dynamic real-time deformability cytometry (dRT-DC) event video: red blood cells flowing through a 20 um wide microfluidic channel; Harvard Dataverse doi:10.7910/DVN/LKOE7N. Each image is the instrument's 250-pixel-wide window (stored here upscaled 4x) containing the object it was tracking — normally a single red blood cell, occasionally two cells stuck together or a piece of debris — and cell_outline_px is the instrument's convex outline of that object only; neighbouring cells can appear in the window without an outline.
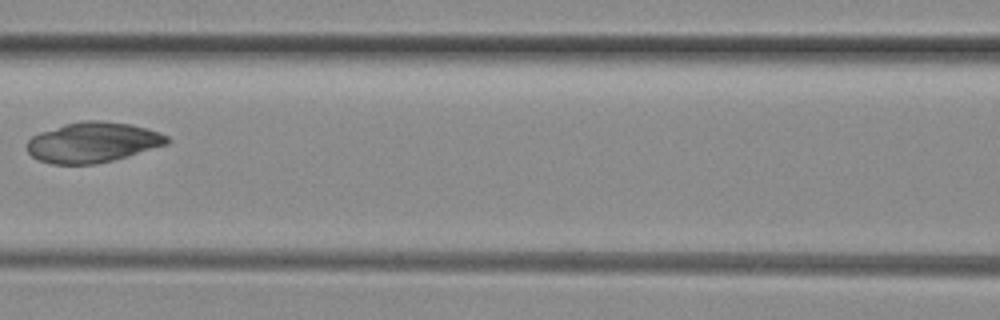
{"species": "common noctule bat (a hibernating species)", "species_latin": "Nyctalus noctula", "temperature_condition": "room temperature", "stored_images_in_passage": 8, "camera_frame_rate_fps": 3000, "um_per_image_px": 0.085, "animal": {"sex": "female", "body_mass_g": 29.2, "forearm_length_mm": 56.3}, "frame": {"image": 1, "passage_image": 8, "time_ms": 2.333, "image_size_px": [1000, 320], "cell_outline_px": [[172, 140], [168, 144], [112, 160], [96, 164], [52, 164], [40, 160], [32, 156], [28, 152], [28, 140], [32, 136], [40, 132], [64, 124], [80, 120], [100, 120], [132, 124], [148, 128], [160, 132], [168, 136]], "centroid_in_image_um": [7.91, 12.08], "position_along_channel_um": 158.7, "area_um2": 32.95}}